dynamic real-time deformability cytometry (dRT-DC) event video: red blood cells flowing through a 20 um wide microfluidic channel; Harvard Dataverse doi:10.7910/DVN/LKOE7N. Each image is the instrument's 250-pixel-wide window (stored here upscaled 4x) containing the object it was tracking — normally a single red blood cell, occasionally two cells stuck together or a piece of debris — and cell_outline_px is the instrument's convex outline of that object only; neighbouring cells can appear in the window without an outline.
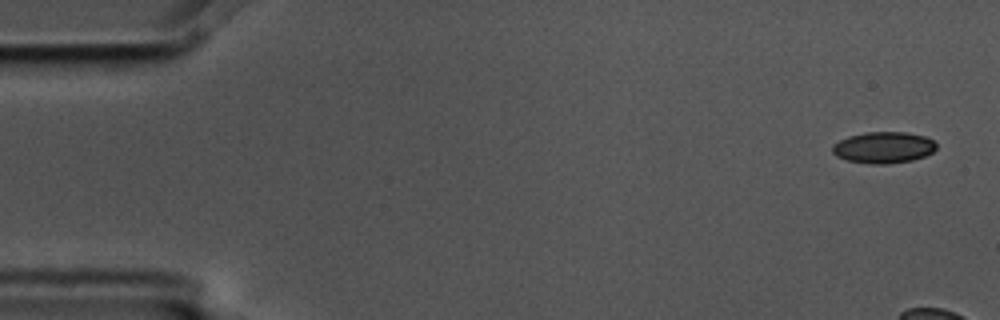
{"species": "common noctule bat (a hibernating species)", "species_latin": "Nyctalus noctula", "temperature_condition": "cold", "stored_images_in_passage": 6, "camera_frame_rate_fps": 3000, "um_per_image_px": 0.085, "animal": {"sex": "male", "body_mass_g": 17.5, "forearm_length_mm": 52.3}, "frame": {"image": 1, "passage_image": 1, "time_ms": 0.0, "image_size_px": [1000, 320], "cell_outline_px": [[936, 148], [932, 152], [924, 156], [912, 160], [888, 164], [872, 164], [848, 160], [836, 156], [832, 152], [832, 144], [848, 136], [868, 132], [904, 132], [924, 136], [932, 140], [936, 144]], "centroid_in_image_um": [75.08, 12.54], "position_along_channel_um": 9.9, "area_um2": 18.9}}
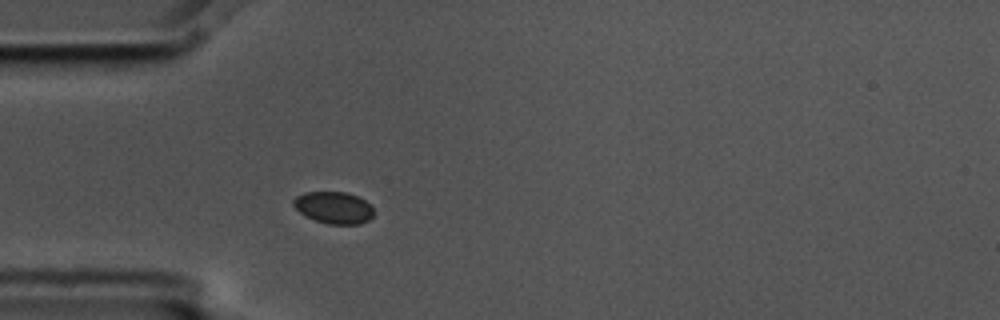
{"frame": {"image": 2, "passage_image": 6, "time_ms": 1.667, "image_size_px": [1000, 320], "cell_outline_px": [[372, 216], [368, 220], [360, 224], [328, 224], [316, 220], [300, 212], [292, 204], [292, 200], [296, 196], [304, 192], [344, 192], [356, 196], [364, 200], [372, 208]], "centroid_in_image_um": [28.34, 17.64], "position_along_channel_um": 56.7, "area_um2": 14.68}}